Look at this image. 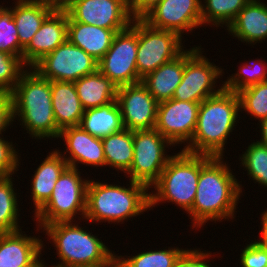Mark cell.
<instances>
[{"label": "cell", "mask_w": 267, "mask_h": 267, "mask_svg": "<svg viewBox=\"0 0 267 267\" xmlns=\"http://www.w3.org/2000/svg\"><path fill=\"white\" fill-rule=\"evenodd\" d=\"M211 157L184 150L172 155L159 179L152 185L157 192L149 194L150 208L162 201H170L188 213L196 196L200 169Z\"/></svg>", "instance_id": "cell-6"}, {"label": "cell", "mask_w": 267, "mask_h": 267, "mask_svg": "<svg viewBox=\"0 0 267 267\" xmlns=\"http://www.w3.org/2000/svg\"><path fill=\"white\" fill-rule=\"evenodd\" d=\"M239 110L238 94L224 88L203 100L192 140L183 150L193 154L223 157L225 143L234 130Z\"/></svg>", "instance_id": "cell-2"}, {"label": "cell", "mask_w": 267, "mask_h": 267, "mask_svg": "<svg viewBox=\"0 0 267 267\" xmlns=\"http://www.w3.org/2000/svg\"><path fill=\"white\" fill-rule=\"evenodd\" d=\"M116 100L124 128L131 131L154 129L158 102L142 82L118 87Z\"/></svg>", "instance_id": "cell-15"}, {"label": "cell", "mask_w": 267, "mask_h": 267, "mask_svg": "<svg viewBox=\"0 0 267 267\" xmlns=\"http://www.w3.org/2000/svg\"><path fill=\"white\" fill-rule=\"evenodd\" d=\"M21 231L0 233V267H24L41 254L43 241Z\"/></svg>", "instance_id": "cell-19"}, {"label": "cell", "mask_w": 267, "mask_h": 267, "mask_svg": "<svg viewBox=\"0 0 267 267\" xmlns=\"http://www.w3.org/2000/svg\"><path fill=\"white\" fill-rule=\"evenodd\" d=\"M68 38V14L55 9L42 23L29 45L23 50V63L32 67L43 56L51 53Z\"/></svg>", "instance_id": "cell-17"}, {"label": "cell", "mask_w": 267, "mask_h": 267, "mask_svg": "<svg viewBox=\"0 0 267 267\" xmlns=\"http://www.w3.org/2000/svg\"><path fill=\"white\" fill-rule=\"evenodd\" d=\"M208 257H211V254L208 252L205 253L198 249H187L180 258L179 267H211L205 262Z\"/></svg>", "instance_id": "cell-39"}, {"label": "cell", "mask_w": 267, "mask_h": 267, "mask_svg": "<svg viewBox=\"0 0 267 267\" xmlns=\"http://www.w3.org/2000/svg\"><path fill=\"white\" fill-rule=\"evenodd\" d=\"M240 260L242 267H267V245L251 242L243 249Z\"/></svg>", "instance_id": "cell-37"}, {"label": "cell", "mask_w": 267, "mask_h": 267, "mask_svg": "<svg viewBox=\"0 0 267 267\" xmlns=\"http://www.w3.org/2000/svg\"><path fill=\"white\" fill-rule=\"evenodd\" d=\"M130 182V187L126 188L89 180L85 219L119 223L147 211L150 208L149 188L136 181Z\"/></svg>", "instance_id": "cell-4"}, {"label": "cell", "mask_w": 267, "mask_h": 267, "mask_svg": "<svg viewBox=\"0 0 267 267\" xmlns=\"http://www.w3.org/2000/svg\"><path fill=\"white\" fill-rule=\"evenodd\" d=\"M161 0H127L128 10L133 19H142Z\"/></svg>", "instance_id": "cell-41"}, {"label": "cell", "mask_w": 267, "mask_h": 267, "mask_svg": "<svg viewBox=\"0 0 267 267\" xmlns=\"http://www.w3.org/2000/svg\"><path fill=\"white\" fill-rule=\"evenodd\" d=\"M11 177L0 176V233L20 230L18 201Z\"/></svg>", "instance_id": "cell-31"}, {"label": "cell", "mask_w": 267, "mask_h": 267, "mask_svg": "<svg viewBox=\"0 0 267 267\" xmlns=\"http://www.w3.org/2000/svg\"><path fill=\"white\" fill-rule=\"evenodd\" d=\"M184 73V51L171 61L161 65L142 79L150 94L158 102L172 99Z\"/></svg>", "instance_id": "cell-24"}, {"label": "cell", "mask_w": 267, "mask_h": 267, "mask_svg": "<svg viewBox=\"0 0 267 267\" xmlns=\"http://www.w3.org/2000/svg\"><path fill=\"white\" fill-rule=\"evenodd\" d=\"M34 3L46 4L54 9H65L70 0H26Z\"/></svg>", "instance_id": "cell-42"}, {"label": "cell", "mask_w": 267, "mask_h": 267, "mask_svg": "<svg viewBox=\"0 0 267 267\" xmlns=\"http://www.w3.org/2000/svg\"><path fill=\"white\" fill-rule=\"evenodd\" d=\"M39 258L40 254L29 265L24 267H47L45 266L44 262L42 263V260H40Z\"/></svg>", "instance_id": "cell-45"}, {"label": "cell", "mask_w": 267, "mask_h": 267, "mask_svg": "<svg viewBox=\"0 0 267 267\" xmlns=\"http://www.w3.org/2000/svg\"><path fill=\"white\" fill-rule=\"evenodd\" d=\"M16 4L11 11L18 31L20 47L24 50L39 31L44 20L55 9L46 4L26 0H17Z\"/></svg>", "instance_id": "cell-26"}, {"label": "cell", "mask_w": 267, "mask_h": 267, "mask_svg": "<svg viewBox=\"0 0 267 267\" xmlns=\"http://www.w3.org/2000/svg\"><path fill=\"white\" fill-rule=\"evenodd\" d=\"M64 10L68 21L111 30H125L133 21L127 0H70Z\"/></svg>", "instance_id": "cell-13"}, {"label": "cell", "mask_w": 267, "mask_h": 267, "mask_svg": "<svg viewBox=\"0 0 267 267\" xmlns=\"http://www.w3.org/2000/svg\"><path fill=\"white\" fill-rule=\"evenodd\" d=\"M25 70L10 92L13 119L19 116L22 125L32 137L58 138L51 99V81L41 77L34 69Z\"/></svg>", "instance_id": "cell-3"}, {"label": "cell", "mask_w": 267, "mask_h": 267, "mask_svg": "<svg viewBox=\"0 0 267 267\" xmlns=\"http://www.w3.org/2000/svg\"><path fill=\"white\" fill-rule=\"evenodd\" d=\"M137 19L131 25L117 32L111 47L98 62V70L117 87L142 82L137 73Z\"/></svg>", "instance_id": "cell-10"}, {"label": "cell", "mask_w": 267, "mask_h": 267, "mask_svg": "<svg viewBox=\"0 0 267 267\" xmlns=\"http://www.w3.org/2000/svg\"><path fill=\"white\" fill-rule=\"evenodd\" d=\"M137 40L136 66L141 80L184 51L182 36L173 31L153 28L142 19H137Z\"/></svg>", "instance_id": "cell-8"}, {"label": "cell", "mask_w": 267, "mask_h": 267, "mask_svg": "<svg viewBox=\"0 0 267 267\" xmlns=\"http://www.w3.org/2000/svg\"><path fill=\"white\" fill-rule=\"evenodd\" d=\"M206 5L201 4L202 24L216 25V27L229 26L240 10L250 0H204Z\"/></svg>", "instance_id": "cell-30"}, {"label": "cell", "mask_w": 267, "mask_h": 267, "mask_svg": "<svg viewBox=\"0 0 267 267\" xmlns=\"http://www.w3.org/2000/svg\"><path fill=\"white\" fill-rule=\"evenodd\" d=\"M60 153L59 150L51 152L35 171L31 184L35 213L49 200L56 181L68 167L65 154Z\"/></svg>", "instance_id": "cell-23"}, {"label": "cell", "mask_w": 267, "mask_h": 267, "mask_svg": "<svg viewBox=\"0 0 267 267\" xmlns=\"http://www.w3.org/2000/svg\"><path fill=\"white\" fill-rule=\"evenodd\" d=\"M78 267H108V266H78Z\"/></svg>", "instance_id": "cell-47"}, {"label": "cell", "mask_w": 267, "mask_h": 267, "mask_svg": "<svg viewBox=\"0 0 267 267\" xmlns=\"http://www.w3.org/2000/svg\"><path fill=\"white\" fill-rule=\"evenodd\" d=\"M248 175L259 184L267 187V146L258 141L251 143L240 157Z\"/></svg>", "instance_id": "cell-33"}, {"label": "cell", "mask_w": 267, "mask_h": 267, "mask_svg": "<svg viewBox=\"0 0 267 267\" xmlns=\"http://www.w3.org/2000/svg\"><path fill=\"white\" fill-rule=\"evenodd\" d=\"M261 221L262 241L259 240V243L267 245V210L263 212Z\"/></svg>", "instance_id": "cell-43"}, {"label": "cell", "mask_w": 267, "mask_h": 267, "mask_svg": "<svg viewBox=\"0 0 267 267\" xmlns=\"http://www.w3.org/2000/svg\"><path fill=\"white\" fill-rule=\"evenodd\" d=\"M173 145L156 129L133 131V161L126 173L130 180L145 184L148 188L159 179L172 156H165L166 146Z\"/></svg>", "instance_id": "cell-9"}, {"label": "cell", "mask_w": 267, "mask_h": 267, "mask_svg": "<svg viewBox=\"0 0 267 267\" xmlns=\"http://www.w3.org/2000/svg\"><path fill=\"white\" fill-rule=\"evenodd\" d=\"M186 250L169 248L168 250H155L141 252L138 255L124 258L116 256L115 261L121 267H179L181 256Z\"/></svg>", "instance_id": "cell-29"}, {"label": "cell", "mask_w": 267, "mask_h": 267, "mask_svg": "<svg viewBox=\"0 0 267 267\" xmlns=\"http://www.w3.org/2000/svg\"><path fill=\"white\" fill-rule=\"evenodd\" d=\"M102 140L106 166L127 173L133 161V131H121L104 137Z\"/></svg>", "instance_id": "cell-28"}, {"label": "cell", "mask_w": 267, "mask_h": 267, "mask_svg": "<svg viewBox=\"0 0 267 267\" xmlns=\"http://www.w3.org/2000/svg\"><path fill=\"white\" fill-rule=\"evenodd\" d=\"M222 71L223 69L212 65L205 56H202L200 47L184 50V73L172 98L201 103L223 89V84L220 89H214L216 79L222 76Z\"/></svg>", "instance_id": "cell-11"}, {"label": "cell", "mask_w": 267, "mask_h": 267, "mask_svg": "<svg viewBox=\"0 0 267 267\" xmlns=\"http://www.w3.org/2000/svg\"><path fill=\"white\" fill-rule=\"evenodd\" d=\"M120 31L122 30H111L81 22L68 21L67 39L99 62L111 47L115 34Z\"/></svg>", "instance_id": "cell-22"}, {"label": "cell", "mask_w": 267, "mask_h": 267, "mask_svg": "<svg viewBox=\"0 0 267 267\" xmlns=\"http://www.w3.org/2000/svg\"><path fill=\"white\" fill-rule=\"evenodd\" d=\"M13 121L11 95L8 92L0 91V134L2 131H6L7 126Z\"/></svg>", "instance_id": "cell-40"}, {"label": "cell", "mask_w": 267, "mask_h": 267, "mask_svg": "<svg viewBox=\"0 0 267 267\" xmlns=\"http://www.w3.org/2000/svg\"><path fill=\"white\" fill-rule=\"evenodd\" d=\"M59 138L66 141V152L70 154V157L65 159L69 167L77 168L78 163L94 167L106 166L102 140L92 136L80 126L61 130Z\"/></svg>", "instance_id": "cell-18"}, {"label": "cell", "mask_w": 267, "mask_h": 267, "mask_svg": "<svg viewBox=\"0 0 267 267\" xmlns=\"http://www.w3.org/2000/svg\"><path fill=\"white\" fill-rule=\"evenodd\" d=\"M79 173L78 168L69 166L62 172L49 200L35 213L40 229L54 222L73 221V217L80 212L85 218L89 180H82Z\"/></svg>", "instance_id": "cell-7"}, {"label": "cell", "mask_w": 267, "mask_h": 267, "mask_svg": "<svg viewBox=\"0 0 267 267\" xmlns=\"http://www.w3.org/2000/svg\"><path fill=\"white\" fill-rule=\"evenodd\" d=\"M108 267H121L116 261H114L110 266Z\"/></svg>", "instance_id": "cell-46"}, {"label": "cell", "mask_w": 267, "mask_h": 267, "mask_svg": "<svg viewBox=\"0 0 267 267\" xmlns=\"http://www.w3.org/2000/svg\"><path fill=\"white\" fill-rule=\"evenodd\" d=\"M84 110L107 105L116 100L118 87L98 69L74 82Z\"/></svg>", "instance_id": "cell-25"}, {"label": "cell", "mask_w": 267, "mask_h": 267, "mask_svg": "<svg viewBox=\"0 0 267 267\" xmlns=\"http://www.w3.org/2000/svg\"><path fill=\"white\" fill-rule=\"evenodd\" d=\"M79 126L100 139L121 131L124 127L117 100L104 106L84 110Z\"/></svg>", "instance_id": "cell-27"}, {"label": "cell", "mask_w": 267, "mask_h": 267, "mask_svg": "<svg viewBox=\"0 0 267 267\" xmlns=\"http://www.w3.org/2000/svg\"><path fill=\"white\" fill-rule=\"evenodd\" d=\"M31 68L49 81L75 82L95 72L98 69V62L67 39Z\"/></svg>", "instance_id": "cell-12"}, {"label": "cell", "mask_w": 267, "mask_h": 267, "mask_svg": "<svg viewBox=\"0 0 267 267\" xmlns=\"http://www.w3.org/2000/svg\"><path fill=\"white\" fill-rule=\"evenodd\" d=\"M261 123V136L262 138L260 139V141H258L259 143L267 146V118L263 119L260 121Z\"/></svg>", "instance_id": "cell-44"}, {"label": "cell", "mask_w": 267, "mask_h": 267, "mask_svg": "<svg viewBox=\"0 0 267 267\" xmlns=\"http://www.w3.org/2000/svg\"><path fill=\"white\" fill-rule=\"evenodd\" d=\"M0 51L18 56L23 61V49L20 47L18 31L12 16L11 7L0 5Z\"/></svg>", "instance_id": "cell-35"}, {"label": "cell", "mask_w": 267, "mask_h": 267, "mask_svg": "<svg viewBox=\"0 0 267 267\" xmlns=\"http://www.w3.org/2000/svg\"><path fill=\"white\" fill-rule=\"evenodd\" d=\"M240 109L259 121L267 118V81L254 84L237 92Z\"/></svg>", "instance_id": "cell-32"}, {"label": "cell", "mask_w": 267, "mask_h": 267, "mask_svg": "<svg viewBox=\"0 0 267 267\" xmlns=\"http://www.w3.org/2000/svg\"><path fill=\"white\" fill-rule=\"evenodd\" d=\"M14 148L12 142L0 136V176H9L18 171L19 158Z\"/></svg>", "instance_id": "cell-38"}, {"label": "cell", "mask_w": 267, "mask_h": 267, "mask_svg": "<svg viewBox=\"0 0 267 267\" xmlns=\"http://www.w3.org/2000/svg\"><path fill=\"white\" fill-rule=\"evenodd\" d=\"M42 228L61 259L57 266L52 267L110 266L116 259V255L97 236L72 221L54 222Z\"/></svg>", "instance_id": "cell-5"}, {"label": "cell", "mask_w": 267, "mask_h": 267, "mask_svg": "<svg viewBox=\"0 0 267 267\" xmlns=\"http://www.w3.org/2000/svg\"><path fill=\"white\" fill-rule=\"evenodd\" d=\"M200 103L170 99L158 103L154 129L175 144L192 140ZM188 141V142H187Z\"/></svg>", "instance_id": "cell-14"}, {"label": "cell", "mask_w": 267, "mask_h": 267, "mask_svg": "<svg viewBox=\"0 0 267 267\" xmlns=\"http://www.w3.org/2000/svg\"><path fill=\"white\" fill-rule=\"evenodd\" d=\"M201 0H161L142 20L149 26L169 30L180 36L201 27Z\"/></svg>", "instance_id": "cell-16"}, {"label": "cell", "mask_w": 267, "mask_h": 267, "mask_svg": "<svg viewBox=\"0 0 267 267\" xmlns=\"http://www.w3.org/2000/svg\"><path fill=\"white\" fill-rule=\"evenodd\" d=\"M222 159L211 157L200 169L196 196L188 212L193 228L202 227L208 220L234 218L242 187Z\"/></svg>", "instance_id": "cell-1"}, {"label": "cell", "mask_w": 267, "mask_h": 267, "mask_svg": "<svg viewBox=\"0 0 267 267\" xmlns=\"http://www.w3.org/2000/svg\"><path fill=\"white\" fill-rule=\"evenodd\" d=\"M24 66L18 56L0 51V91L10 93L14 89L25 71Z\"/></svg>", "instance_id": "cell-36"}, {"label": "cell", "mask_w": 267, "mask_h": 267, "mask_svg": "<svg viewBox=\"0 0 267 267\" xmlns=\"http://www.w3.org/2000/svg\"><path fill=\"white\" fill-rule=\"evenodd\" d=\"M51 99L57 128L79 126L84 109L74 82L51 81Z\"/></svg>", "instance_id": "cell-21"}, {"label": "cell", "mask_w": 267, "mask_h": 267, "mask_svg": "<svg viewBox=\"0 0 267 267\" xmlns=\"http://www.w3.org/2000/svg\"><path fill=\"white\" fill-rule=\"evenodd\" d=\"M249 64L250 63H246L242 65L234 76H230L231 78L229 77L227 81L223 83V88L237 93L246 87L267 81V66H265V63L259 61L250 64L251 67Z\"/></svg>", "instance_id": "cell-34"}, {"label": "cell", "mask_w": 267, "mask_h": 267, "mask_svg": "<svg viewBox=\"0 0 267 267\" xmlns=\"http://www.w3.org/2000/svg\"><path fill=\"white\" fill-rule=\"evenodd\" d=\"M229 34L248 44L267 38V5L250 0L227 27Z\"/></svg>", "instance_id": "cell-20"}]
</instances>
